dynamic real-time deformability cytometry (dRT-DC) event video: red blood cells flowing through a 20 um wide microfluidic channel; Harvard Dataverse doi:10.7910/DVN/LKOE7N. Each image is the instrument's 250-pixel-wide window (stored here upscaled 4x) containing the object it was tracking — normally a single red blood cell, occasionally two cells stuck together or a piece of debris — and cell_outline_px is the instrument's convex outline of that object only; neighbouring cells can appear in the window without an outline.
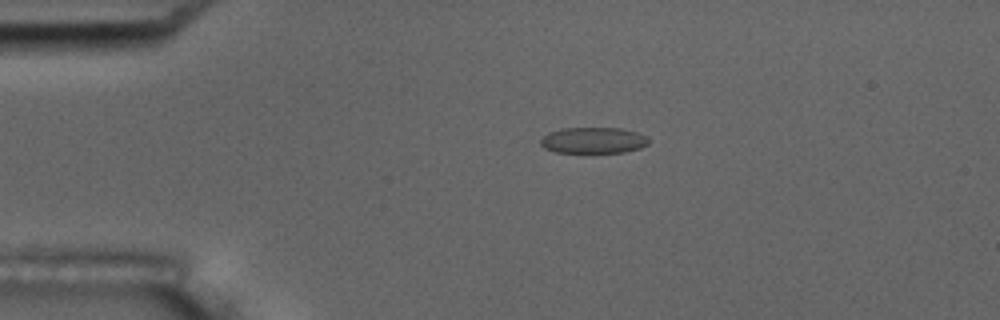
{"species": "common noctule bat (a hibernating species)", "species_latin": "Nyctalus noctula", "temperature_condition": "room temperature", "stored_images_in_passage": 11, "camera_frame_rate_fps": 3000, "um_per_image_px": 0.085, "animal": {"sex": "male", "body_mass_g": 17.5, "forearm_length_mm": 52.3}, "frame": {"image": 1, "passage_image": 4, "time_ms": 3.333, "image_size_px": [1000, 320], "cell_outline_px": [[648, 144], [640, 148], [624, 152], [556, 152], [544, 148], [540, 144], [540, 140], [548, 132], [560, 128], [620, 128], [636, 132], [648, 136]], "centroid_in_image_um": [50.42, 11.92], "position_along_channel_um": 34.6, "area_um2": 16.42}}